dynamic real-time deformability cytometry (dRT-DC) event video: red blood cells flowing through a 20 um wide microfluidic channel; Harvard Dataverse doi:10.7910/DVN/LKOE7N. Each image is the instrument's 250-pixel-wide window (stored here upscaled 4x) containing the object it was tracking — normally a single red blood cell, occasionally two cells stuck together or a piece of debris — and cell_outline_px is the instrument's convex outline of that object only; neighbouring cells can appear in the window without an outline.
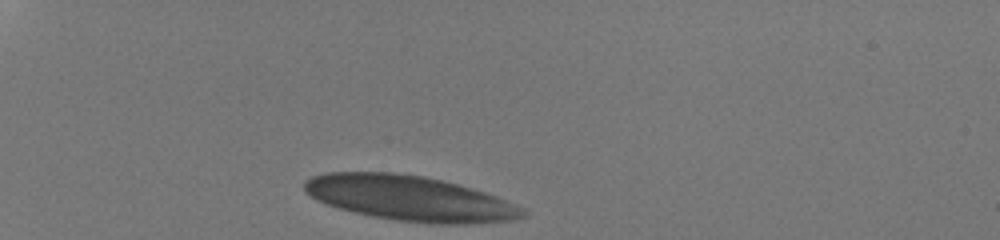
{"species": "human", "species_latin": "Homo sapiens", "temperature_condition": "room temperature", "stored_images_in_passage": 32, "camera_frame_rate_fps": 3000, "um_per_image_px": 0.085, "donor": {"sex": "male"}, "frame": {"image": 1, "passage_image": 1, "time_ms": 0.0, "image_size_px": [1000, 240], "cell_outline_px": [[524, 216], [504, 220], [448, 224], [440, 224], [396, 220], [372, 216], [340, 208], [328, 204], [312, 196], [304, 188], [304, 184], [312, 176], [328, 172], [392, 172], [424, 176], [456, 184], [504, 200], [524, 208]], "centroid_in_image_um": [34.75, 16.83], "position_along_channel_um": 50.2, "area_um2": 55.78}}
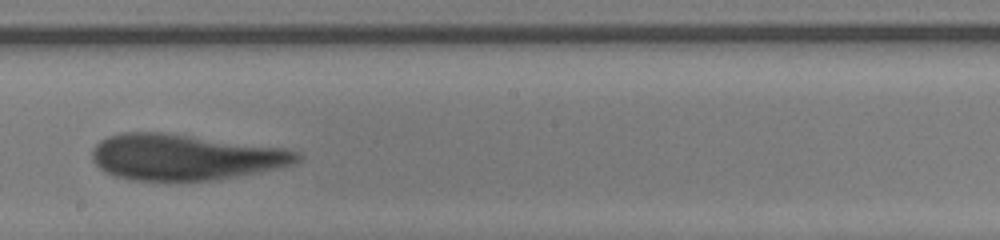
{"frame": {"image": 2, "passage_image": 19, "time_ms": 6.0, "image_size_px": [1000, 240], "cell_outline_px": [[300, 160], [292, 164], [232, 176], [208, 180], [136, 180], [116, 176], [104, 172], [92, 160], [92, 148], [100, 140], [108, 136], [120, 132], [160, 132], [288, 148], [296, 152], [300, 156]], "centroid_in_image_um": [15.63, 13.33], "position_along_channel_um": 232.6, "area_um2": 54.1}}
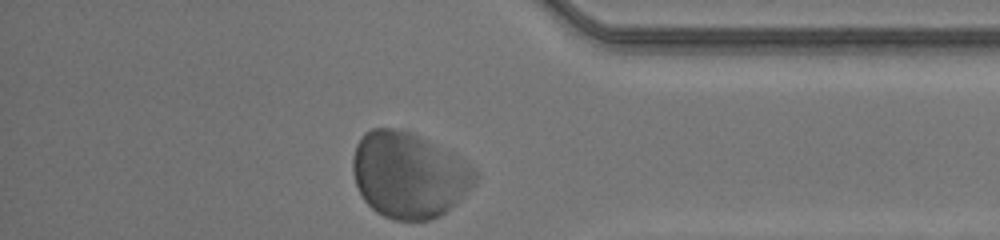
{"frame": {"image": 3, "passage_image": 32, "time_ms": 10.333, "image_size_px": [1000, 240], "cell_outline_px": [[476, 184], [472, 188], [440, 216], [432, 220], [392, 220], [376, 212], [364, 200], [356, 184], [352, 172], [352, 160], [356, 144], [360, 136], [364, 132], [372, 128], [392, 128], [412, 132], [420, 136], [468, 164], [476, 172]], "centroid_in_image_um": [34.7, 14.88], "position_along_channel_um": 400.5, "area_um2": 60.75}}